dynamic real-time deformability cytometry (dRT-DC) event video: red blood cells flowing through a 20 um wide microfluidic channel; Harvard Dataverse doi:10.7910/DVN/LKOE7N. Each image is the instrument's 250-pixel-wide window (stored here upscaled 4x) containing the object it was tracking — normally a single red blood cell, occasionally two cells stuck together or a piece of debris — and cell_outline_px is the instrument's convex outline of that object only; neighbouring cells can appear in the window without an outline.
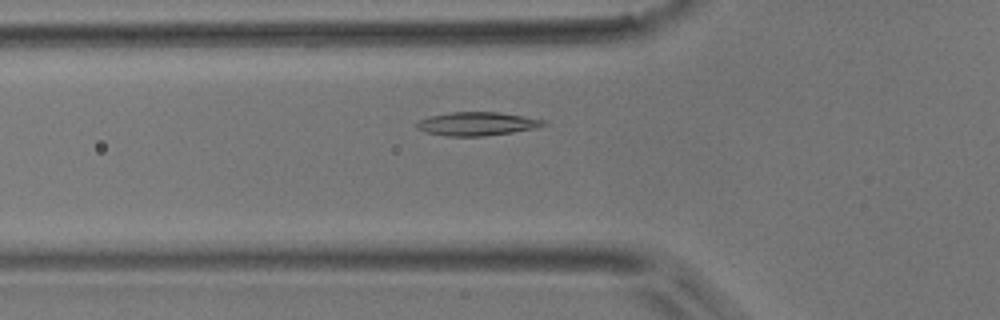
{"species": "common noctule bat (a hibernating species)", "species_latin": "Nyctalus noctula", "temperature_condition": "room temperature", "stored_images_in_passage": 42, "camera_frame_rate_fps": 3000, "um_per_image_px": 0.085, "animal": {"sex": "male", "body_mass_g": 17.9}, "frame": {"image": 1, "passage_image": 9, "time_ms": 2.667, "image_size_px": [1000, 320], "cell_outline_px": [[548, 124], [536, 128], [512, 132], [484, 136], [448, 136], [424, 132], [416, 128], [412, 124], [416, 120], [428, 116], [448, 112], [496, 112], [524, 116], [544, 120]], "centroid_in_image_um": [40.45, 10.52], "position_along_channel_um": 85.3, "area_um2": 17.63}}
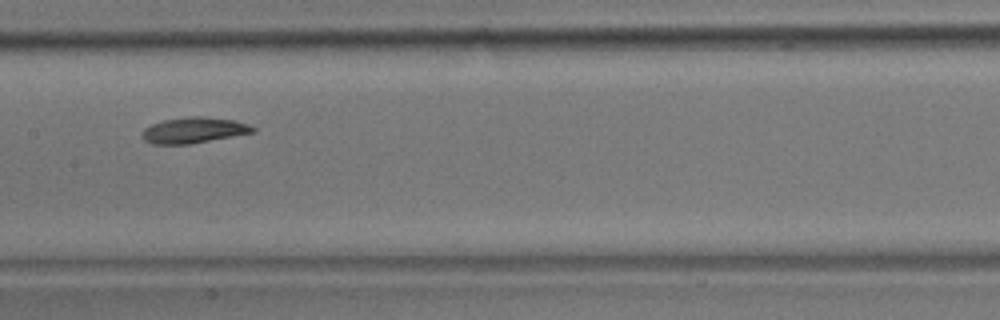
{"frame": {"image": 2, "passage_image": 17, "time_ms": 5.333, "image_size_px": [1000, 320], "cell_outline_px": [[256, 132], [188, 144], [152, 144], [144, 140], [140, 132], [144, 128], [152, 124], [164, 120], [188, 116], [200, 116], [236, 120], [248, 124], [256, 128]], "centroid_in_image_um": [16.47, 11.06], "position_along_channel_um": 190.9, "area_um2": 16.7}}
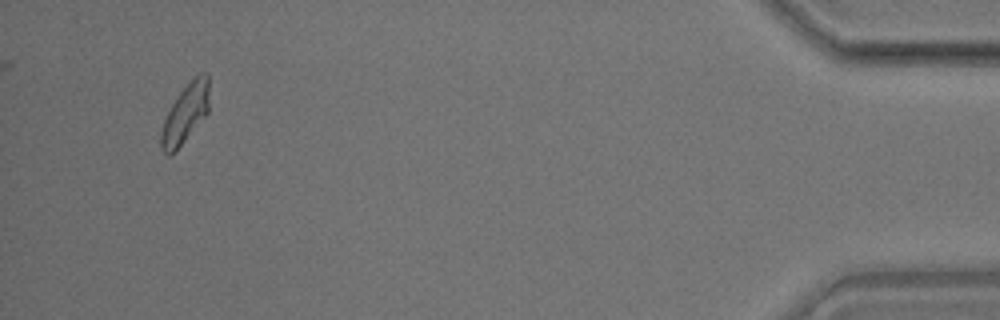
{"frame": {"image": 3, "passage_image": 40, "time_ms": 13.0, "image_size_px": [1000, 320], "cell_outline_px": [[208, 112], [184, 140], [168, 156], [160, 148], [160, 132], [164, 120], [172, 104], [180, 92], [200, 72], [208, 72]], "centroid_in_image_um": [15.74, 9.64], "position_along_channel_um": 419.5, "area_um2": 15.95}, "authors_computed_cell_mechanics": {"area_um2": 16.6753, "velocity_mm_per_s": 3.9437, "shape_relaxation_time_tau1_ms": 5.5066, "shape_relaxation_time_tau2_ms": 9.2071, "deformation_change_tau1": 0.1431, "deformation_change_tau2": 0.1401}}